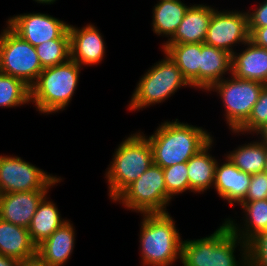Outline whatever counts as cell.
I'll use <instances>...</instances> for the list:
<instances>
[{
	"label": "cell",
	"instance_id": "1",
	"mask_svg": "<svg viewBox=\"0 0 267 266\" xmlns=\"http://www.w3.org/2000/svg\"><path fill=\"white\" fill-rule=\"evenodd\" d=\"M146 137L151 144L153 163L162 168L187 162L213 139L202 127L178 119L162 122L152 135Z\"/></svg>",
	"mask_w": 267,
	"mask_h": 266
},
{
	"label": "cell",
	"instance_id": "2",
	"mask_svg": "<svg viewBox=\"0 0 267 266\" xmlns=\"http://www.w3.org/2000/svg\"><path fill=\"white\" fill-rule=\"evenodd\" d=\"M237 247L241 251L239 260L235 255ZM179 261L182 266H248L247 243L224 221L210 236L182 240Z\"/></svg>",
	"mask_w": 267,
	"mask_h": 266
},
{
	"label": "cell",
	"instance_id": "3",
	"mask_svg": "<svg viewBox=\"0 0 267 266\" xmlns=\"http://www.w3.org/2000/svg\"><path fill=\"white\" fill-rule=\"evenodd\" d=\"M142 266H173L181 259V235L169 213L140 214Z\"/></svg>",
	"mask_w": 267,
	"mask_h": 266
},
{
	"label": "cell",
	"instance_id": "4",
	"mask_svg": "<svg viewBox=\"0 0 267 266\" xmlns=\"http://www.w3.org/2000/svg\"><path fill=\"white\" fill-rule=\"evenodd\" d=\"M138 131L123 138L105 172L108 195L112 201L153 164L151 144L146 134Z\"/></svg>",
	"mask_w": 267,
	"mask_h": 266
},
{
	"label": "cell",
	"instance_id": "5",
	"mask_svg": "<svg viewBox=\"0 0 267 266\" xmlns=\"http://www.w3.org/2000/svg\"><path fill=\"white\" fill-rule=\"evenodd\" d=\"M81 66L75 61L44 68L37 81L30 87L31 102L41 114L65 110L77 90Z\"/></svg>",
	"mask_w": 267,
	"mask_h": 266
},
{
	"label": "cell",
	"instance_id": "6",
	"mask_svg": "<svg viewBox=\"0 0 267 266\" xmlns=\"http://www.w3.org/2000/svg\"><path fill=\"white\" fill-rule=\"evenodd\" d=\"M162 52L164 59L154 63L138 81L127 105L128 110H143L168 100L181 87L191 88L176 63L166 52Z\"/></svg>",
	"mask_w": 267,
	"mask_h": 266
},
{
	"label": "cell",
	"instance_id": "7",
	"mask_svg": "<svg viewBox=\"0 0 267 266\" xmlns=\"http://www.w3.org/2000/svg\"><path fill=\"white\" fill-rule=\"evenodd\" d=\"M172 198L167 194L163 168L152 164L113 202L140 214L168 213Z\"/></svg>",
	"mask_w": 267,
	"mask_h": 266
},
{
	"label": "cell",
	"instance_id": "8",
	"mask_svg": "<svg viewBox=\"0 0 267 266\" xmlns=\"http://www.w3.org/2000/svg\"><path fill=\"white\" fill-rule=\"evenodd\" d=\"M264 86L262 82L239 79L231 74L208 90L219 94L230 131H236L249 118Z\"/></svg>",
	"mask_w": 267,
	"mask_h": 266
},
{
	"label": "cell",
	"instance_id": "9",
	"mask_svg": "<svg viewBox=\"0 0 267 266\" xmlns=\"http://www.w3.org/2000/svg\"><path fill=\"white\" fill-rule=\"evenodd\" d=\"M43 68L36 48L8 25L0 34V72L19 78L31 87Z\"/></svg>",
	"mask_w": 267,
	"mask_h": 266
},
{
	"label": "cell",
	"instance_id": "10",
	"mask_svg": "<svg viewBox=\"0 0 267 266\" xmlns=\"http://www.w3.org/2000/svg\"><path fill=\"white\" fill-rule=\"evenodd\" d=\"M61 181V177L48 174L21 157L0 155L1 194L49 190Z\"/></svg>",
	"mask_w": 267,
	"mask_h": 266
},
{
	"label": "cell",
	"instance_id": "11",
	"mask_svg": "<svg viewBox=\"0 0 267 266\" xmlns=\"http://www.w3.org/2000/svg\"><path fill=\"white\" fill-rule=\"evenodd\" d=\"M248 41L249 28L246 11L214 10L204 44L224 50L232 55L235 52L234 46L243 45Z\"/></svg>",
	"mask_w": 267,
	"mask_h": 266
},
{
	"label": "cell",
	"instance_id": "12",
	"mask_svg": "<svg viewBox=\"0 0 267 266\" xmlns=\"http://www.w3.org/2000/svg\"><path fill=\"white\" fill-rule=\"evenodd\" d=\"M6 25L34 47L60 38L69 29L65 21L40 12L14 15Z\"/></svg>",
	"mask_w": 267,
	"mask_h": 266
},
{
	"label": "cell",
	"instance_id": "13",
	"mask_svg": "<svg viewBox=\"0 0 267 266\" xmlns=\"http://www.w3.org/2000/svg\"><path fill=\"white\" fill-rule=\"evenodd\" d=\"M97 28L91 23L82 28L69 24L71 60L81 67L98 65L105 57L106 44Z\"/></svg>",
	"mask_w": 267,
	"mask_h": 266
},
{
	"label": "cell",
	"instance_id": "14",
	"mask_svg": "<svg viewBox=\"0 0 267 266\" xmlns=\"http://www.w3.org/2000/svg\"><path fill=\"white\" fill-rule=\"evenodd\" d=\"M50 190H33L1 194L0 218L28 229L39 202Z\"/></svg>",
	"mask_w": 267,
	"mask_h": 266
},
{
	"label": "cell",
	"instance_id": "15",
	"mask_svg": "<svg viewBox=\"0 0 267 266\" xmlns=\"http://www.w3.org/2000/svg\"><path fill=\"white\" fill-rule=\"evenodd\" d=\"M250 182L251 175L236 167L227 156L223 163L217 162L213 188L231 207L245 198Z\"/></svg>",
	"mask_w": 267,
	"mask_h": 266
},
{
	"label": "cell",
	"instance_id": "16",
	"mask_svg": "<svg viewBox=\"0 0 267 266\" xmlns=\"http://www.w3.org/2000/svg\"><path fill=\"white\" fill-rule=\"evenodd\" d=\"M216 8L204 4L189 5L174 35L163 44L204 43L210 18Z\"/></svg>",
	"mask_w": 267,
	"mask_h": 266
},
{
	"label": "cell",
	"instance_id": "17",
	"mask_svg": "<svg viewBox=\"0 0 267 266\" xmlns=\"http://www.w3.org/2000/svg\"><path fill=\"white\" fill-rule=\"evenodd\" d=\"M75 227L68 220L37 246V256L48 266H65L75 247Z\"/></svg>",
	"mask_w": 267,
	"mask_h": 266
},
{
	"label": "cell",
	"instance_id": "18",
	"mask_svg": "<svg viewBox=\"0 0 267 266\" xmlns=\"http://www.w3.org/2000/svg\"><path fill=\"white\" fill-rule=\"evenodd\" d=\"M246 46V47H245ZM245 49L232 54V73L236 78L254 80L267 85V49L255 46L251 41Z\"/></svg>",
	"mask_w": 267,
	"mask_h": 266
},
{
	"label": "cell",
	"instance_id": "19",
	"mask_svg": "<svg viewBox=\"0 0 267 266\" xmlns=\"http://www.w3.org/2000/svg\"><path fill=\"white\" fill-rule=\"evenodd\" d=\"M232 55L224 50L201 43L199 90L208 91L226 74L232 73ZM229 73V74H228Z\"/></svg>",
	"mask_w": 267,
	"mask_h": 266
},
{
	"label": "cell",
	"instance_id": "20",
	"mask_svg": "<svg viewBox=\"0 0 267 266\" xmlns=\"http://www.w3.org/2000/svg\"><path fill=\"white\" fill-rule=\"evenodd\" d=\"M0 254L19 261L37 256V245L28 229L0 218Z\"/></svg>",
	"mask_w": 267,
	"mask_h": 266
},
{
	"label": "cell",
	"instance_id": "21",
	"mask_svg": "<svg viewBox=\"0 0 267 266\" xmlns=\"http://www.w3.org/2000/svg\"><path fill=\"white\" fill-rule=\"evenodd\" d=\"M213 144L214 139L187 161L189 186L193 193L203 194L214 185L218 159L210 154Z\"/></svg>",
	"mask_w": 267,
	"mask_h": 266
},
{
	"label": "cell",
	"instance_id": "22",
	"mask_svg": "<svg viewBox=\"0 0 267 266\" xmlns=\"http://www.w3.org/2000/svg\"><path fill=\"white\" fill-rule=\"evenodd\" d=\"M238 205L242 207L243 215L245 214L242 217L244 224L241 226L233 218H226L224 221L234 234L247 243L256 234L267 231V199L240 202Z\"/></svg>",
	"mask_w": 267,
	"mask_h": 266
},
{
	"label": "cell",
	"instance_id": "23",
	"mask_svg": "<svg viewBox=\"0 0 267 266\" xmlns=\"http://www.w3.org/2000/svg\"><path fill=\"white\" fill-rule=\"evenodd\" d=\"M161 48L176 63L191 87L199 89L201 43L163 44Z\"/></svg>",
	"mask_w": 267,
	"mask_h": 266
},
{
	"label": "cell",
	"instance_id": "24",
	"mask_svg": "<svg viewBox=\"0 0 267 266\" xmlns=\"http://www.w3.org/2000/svg\"><path fill=\"white\" fill-rule=\"evenodd\" d=\"M46 196L39 202L36 213L28 227L31 239L37 246L68 221L61 218V212H59L57 204Z\"/></svg>",
	"mask_w": 267,
	"mask_h": 266
},
{
	"label": "cell",
	"instance_id": "25",
	"mask_svg": "<svg viewBox=\"0 0 267 266\" xmlns=\"http://www.w3.org/2000/svg\"><path fill=\"white\" fill-rule=\"evenodd\" d=\"M189 6L181 0H158L153 6L152 31L158 36L168 37L174 35Z\"/></svg>",
	"mask_w": 267,
	"mask_h": 266
},
{
	"label": "cell",
	"instance_id": "26",
	"mask_svg": "<svg viewBox=\"0 0 267 266\" xmlns=\"http://www.w3.org/2000/svg\"><path fill=\"white\" fill-rule=\"evenodd\" d=\"M225 154L231 162L243 172L254 175L264 172L266 165V144L259 139L239 145Z\"/></svg>",
	"mask_w": 267,
	"mask_h": 266
},
{
	"label": "cell",
	"instance_id": "27",
	"mask_svg": "<svg viewBox=\"0 0 267 266\" xmlns=\"http://www.w3.org/2000/svg\"><path fill=\"white\" fill-rule=\"evenodd\" d=\"M30 103V87L21 79L0 72V107L13 108Z\"/></svg>",
	"mask_w": 267,
	"mask_h": 266
},
{
	"label": "cell",
	"instance_id": "28",
	"mask_svg": "<svg viewBox=\"0 0 267 266\" xmlns=\"http://www.w3.org/2000/svg\"><path fill=\"white\" fill-rule=\"evenodd\" d=\"M35 48L43 69L66 63L71 59L69 31L60 38L43 42Z\"/></svg>",
	"mask_w": 267,
	"mask_h": 266
},
{
	"label": "cell",
	"instance_id": "29",
	"mask_svg": "<svg viewBox=\"0 0 267 266\" xmlns=\"http://www.w3.org/2000/svg\"><path fill=\"white\" fill-rule=\"evenodd\" d=\"M267 123V85L264 86L249 118L233 134H253Z\"/></svg>",
	"mask_w": 267,
	"mask_h": 266
},
{
	"label": "cell",
	"instance_id": "30",
	"mask_svg": "<svg viewBox=\"0 0 267 266\" xmlns=\"http://www.w3.org/2000/svg\"><path fill=\"white\" fill-rule=\"evenodd\" d=\"M187 171V162L163 168L167 194L171 198H174L173 196L180 195L188 190L189 192H192L189 186Z\"/></svg>",
	"mask_w": 267,
	"mask_h": 266
},
{
	"label": "cell",
	"instance_id": "31",
	"mask_svg": "<svg viewBox=\"0 0 267 266\" xmlns=\"http://www.w3.org/2000/svg\"><path fill=\"white\" fill-rule=\"evenodd\" d=\"M248 266H267V231L260 232L247 242Z\"/></svg>",
	"mask_w": 267,
	"mask_h": 266
},
{
	"label": "cell",
	"instance_id": "32",
	"mask_svg": "<svg viewBox=\"0 0 267 266\" xmlns=\"http://www.w3.org/2000/svg\"><path fill=\"white\" fill-rule=\"evenodd\" d=\"M267 199V174L265 172L251 175V182L245 198L241 202Z\"/></svg>",
	"mask_w": 267,
	"mask_h": 266
},
{
	"label": "cell",
	"instance_id": "33",
	"mask_svg": "<svg viewBox=\"0 0 267 266\" xmlns=\"http://www.w3.org/2000/svg\"><path fill=\"white\" fill-rule=\"evenodd\" d=\"M248 27H266L267 26V0L259 3L255 10H247Z\"/></svg>",
	"mask_w": 267,
	"mask_h": 266
},
{
	"label": "cell",
	"instance_id": "34",
	"mask_svg": "<svg viewBox=\"0 0 267 266\" xmlns=\"http://www.w3.org/2000/svg\"><path fill=\"white\" fill-rule=\"evenodd\" d=\"M248 28L249 41H251L255 46L267 49V26Z\"/></svg>",
	"mask_w": 267,
	"mask_h": 266
},
{
	"label": "cell",
	"instance_id": "35",
	"mask_svg": "<svg viewBox=\"0 0 267 266\" xmlns=\"http://www.w3.org/2000/svg\"><path fill=\"white\" fill-rule=\"evenodd\" d=\"M20 266H48L43 260H41L38 256H35L30 259L21 260Z\"/></svg>",
	"mask_w": 267,
	"mask_h": 266
},
{
	"label": "cell",
	"instance_id": "36",
	"mask_svg": "<svg viewBox=\"0 0 267 266\" xmlns=\"http://www.w3.org/2000/svg\"><path fill=\"white\" fill-rule=\"evenodd\" d=\"M0 266H20V261L0 254Z\"/></svg>",
	"mask_w": 267,
	"mask_h": 266
},
{
	"label": "cell",
	"instance_id": "37",
	"mask_svg": "<svg viewBox=\"0 0 267 266\" xmlns=\"http://www.w3.org/2000/svg\"><path fill=\"white\" fill-rule=\"evenodd\" d=\"M255 134L256 136L260 135L258 136V139L262 143L267 145V123L263 127H261Z\"/></svg>",
	"mask_w": 267,
	"mask_h": 266
},
{
	"label": "cell",
	"instance_id": "38",
	"mask_svg": "<svg viewBox=\"0 0 267 266\" xmlns=\"http://www.w3.org/2000/svg\"><path fill=\"white\" fill-rule=\"evenodd\" d=\"M33 1H35V2H37V3H40V4H53L54 2H56L57 0H33Z\"/></svg>",
	"mask_w": 267,
	"mask_h": 266
},
{
	"label": "cell",
	"instance_id": "39",
	"mask_svg": "<svg viewBox=\"0 0 267 266\" xmlns=\"http://www.w3.org/2000/svg\"><path fill=\"white\" fill-rule=\"evenodd\" d=\"M264 172L267 174V145H266V165H265Z\"/></svg>",
	"mask_w": 267,
	"mask_h": 266
}]
</instances>
